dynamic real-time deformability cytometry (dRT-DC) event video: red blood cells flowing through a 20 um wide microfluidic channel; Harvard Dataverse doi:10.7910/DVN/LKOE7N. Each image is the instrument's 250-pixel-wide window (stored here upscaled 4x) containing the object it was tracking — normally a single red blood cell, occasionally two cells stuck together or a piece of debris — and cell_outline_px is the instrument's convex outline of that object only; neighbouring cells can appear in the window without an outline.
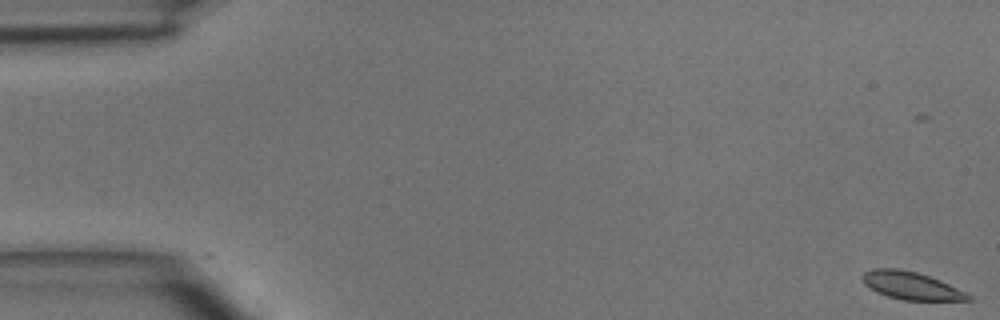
{"species": "common noctule bat (a hibernating species)", "species_latin": "Nyctalus noctula", "temperature_condition": "room temperature", "stored_images_in_passage": 3, "camera_frame_rate_fps": 3000, "um_per_image_px": 0.085, "animal": {"sex": "male", "body_mass_g": 15.6}, "frame": {"image": 1, "passage_image": 1, "time_ms": 0.0, "image_size_px": [1000, 320], "cell_outline_px": [[972, 300], [904, 300], [888, 296], [876, 292], [864, 284], [860, 276], [864, 272], [872, 268], [896, 268], [916, 272], [940, 280], [972, 296]], "centroid_in_image_um": [77.39, 24.27], "position_along_channel_um": 7.6, "area_um2": 16.94}}